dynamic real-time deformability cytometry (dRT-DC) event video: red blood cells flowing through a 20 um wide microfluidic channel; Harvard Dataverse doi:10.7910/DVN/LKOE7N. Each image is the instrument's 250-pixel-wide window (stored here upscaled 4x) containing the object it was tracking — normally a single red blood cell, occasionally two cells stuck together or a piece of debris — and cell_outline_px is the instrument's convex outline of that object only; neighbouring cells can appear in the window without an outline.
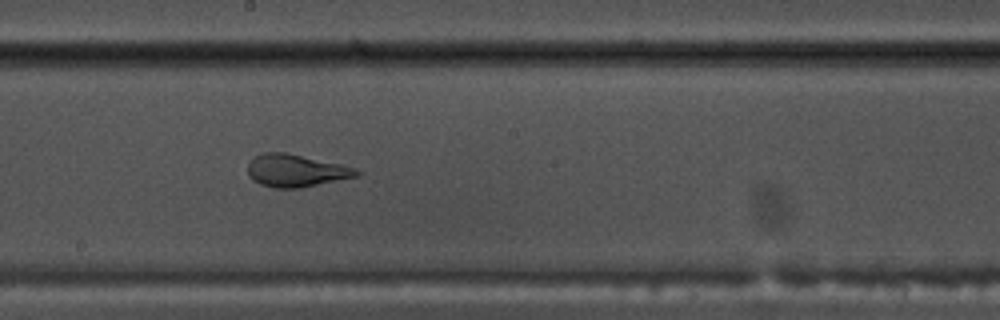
{"species": "common noctule bat (a hibernating species)", "species_latin": "Nyctalus noctula", "temperature_condition": "warm", "stored_images_in_passage": 53, "camera_frame_rate_fps": 3000, "um_per_image_px": 0.085, "animal": {"sex": "male", "body_mass_g": 17.5, "forearm_length_mm": 52.3}, "frame": {"image": 1, "passage_image": 29, "time_ms": 9.333, "image_size_px": [1000, 320], "cell_outline_px": [[364, 172], [360, 176], [300, 188], [272, 188], [260, 184], [252, 180], [248, 176], [248, 164], [256, 156], [264, 152], [284, 152], [340, 164], [356, 168]], "centroid_in_image_um": [25.18, 14.52], "position_along_channel_um": 223.0, "area_um2": 20.69}}
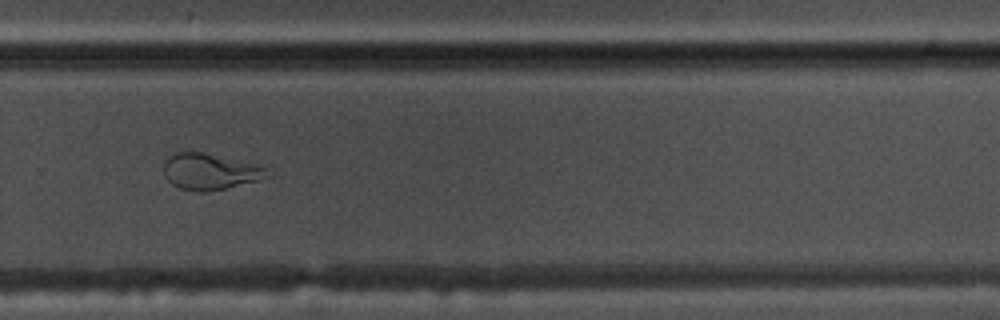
{"frame": {"image": 2, "passage_image": 36, "time_ms": 11.667, "image_size_px": [1000, 320], "cell_outline_px": [[272, 176], [260, 180], [224, 188], [204, 192], [196, 192], [180, 188], [172, 184], [164, 176], [164, 160], [168, 156], [176, 152], [200, 152], [260, 164]], "centroid_in_image_um": [17.85, 14.58], "position_along_channel_um": 312.0, "area_um2": 21.91}}
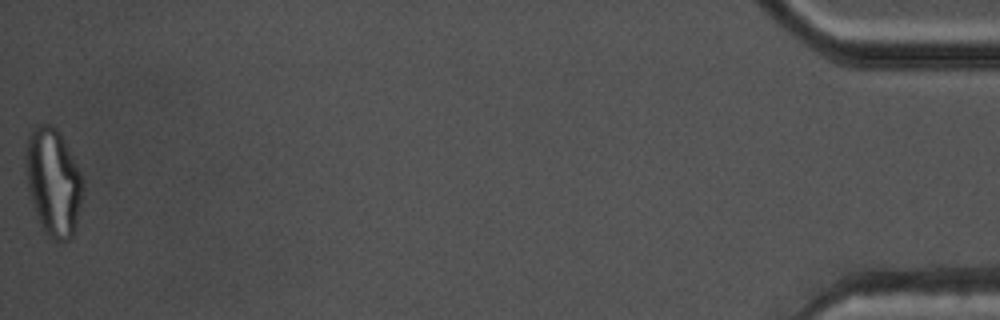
{"frame": {"image": 3, "passage_image": 53, "time_ms": 17.333, "image_size_px": [1000, 320], "cell_outline_px": [[84, 188], [76, 224], [72, 236], [68, 240], [60, 244], [44, 232], [40, 224], [28, 188], [24, 156], [28, 136], [40, 124], [52, 124], [60, 132], [76, 164]], "centroid_in_image_um": [4.52, 15.48], "position_along_channel_um": 430.7, "area_um2": 35.43}}